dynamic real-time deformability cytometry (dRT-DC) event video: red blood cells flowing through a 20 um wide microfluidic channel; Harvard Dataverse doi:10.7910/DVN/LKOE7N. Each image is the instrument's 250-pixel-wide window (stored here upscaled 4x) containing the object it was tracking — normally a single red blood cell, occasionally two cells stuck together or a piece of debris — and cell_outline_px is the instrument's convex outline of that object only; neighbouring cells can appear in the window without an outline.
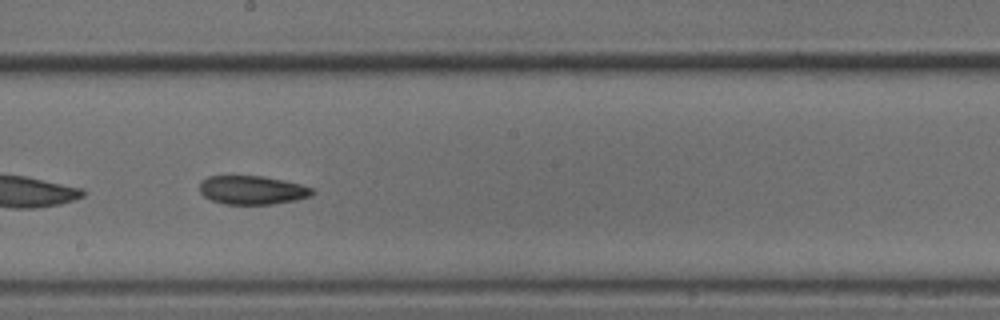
{"species": "common noctule bat (a hibernating species)", "species_latin": "Nyctalus noctula", "temperature_condition": "cold", "stored_images_in_passage": 54, "camera_frame_rate_fps": 3000, "um_per_image_px": 0.085, "animal": {"sex": "male", "body_mass_g": 18.8}, "frame": {"image": 1, "passage_image": 31, "time_ms": 10.0, "image_size_px": [1000, 320], "cell_outline_px": [[316, 192], [312, 196], [296, 200], [272, 204], [224, 204], [212, 200], [204, 196], [200, 192], [200, 180], [208, 176], [264, 176], [300, 184], [312, 188]], "centroid_in_image_um": [21.45, 16.15], "position_along_channel_um": 226.8, "area_um2": 18.9}}
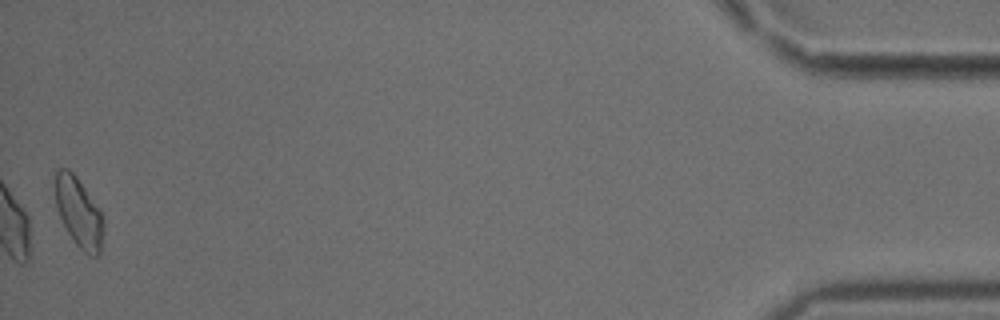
{"frame": {"image": 2, "passage_image": 54, "time_ms": 17.667, "image_size_px": [1000, 320], "cell_outline_px": [[104, 232], [100, 252], [96, 256], [92, 256], [84, 252], [76, 244], [68, 232], [60, 216], [56, 204], [56, 172], [60, 168], [68, 168], [76, 176], [100, 208], [104, 216]], "centroid_in_image_um": [6.75, 18.07], "position_along_channel_um": 428.5, "area_um2": 19.54}, "authors_computed_cell_mechanics": {"area_um2": 19.3052, "velocity_mm_per_s": 3.7731, "shape_relaxation_time_tau1_ms": 4.1011, "shape_relaxation_time_tau2_ms": 8.6559, "deformation_change_tau1": 0.099, "deformation_change_tau2": 0.1663}}